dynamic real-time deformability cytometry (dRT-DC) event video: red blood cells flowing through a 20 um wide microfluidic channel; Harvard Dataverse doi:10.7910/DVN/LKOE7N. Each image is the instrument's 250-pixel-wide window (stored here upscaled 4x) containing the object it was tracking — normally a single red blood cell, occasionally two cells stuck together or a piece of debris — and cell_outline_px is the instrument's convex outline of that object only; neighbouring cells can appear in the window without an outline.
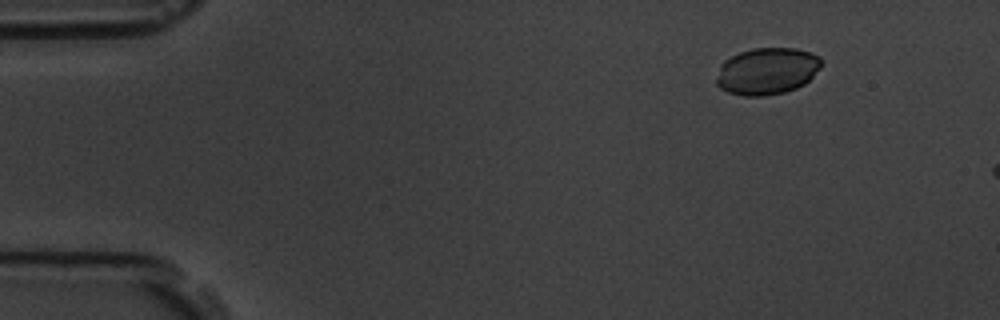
{"species": "common noctule bat (a hibernating species)", "species_latin": "Nyctalus noctula", "temperature_condition": "room temperature", "stored_images_in_passage": 3, "camera_frame_rate_fps": 3000, "um_per_image_px": 0.085, "animal": {"sex": "male", "body_mass_g": 19.5, "forearm_length_mm": 54.6}, "frame": {"image": 1, "passage_image": 1, "time_ms": 0.0, "image_size_px": [1000, 320], "cell_outline_px": [[820, 68], [804, 84], [796, 88], [784, 92], [764, 96], [744, 96], [728, 92], [720, 88], [716, 84], [716, 80], [720, 64], [724, 60], [740, 52], [752, 48], [796, 48], [812, 52], [820, 56]], "centroid_in_image_um": [65.18, 6.04], "position_along_channel_um": 19.8, "area_um2": 28.73}}